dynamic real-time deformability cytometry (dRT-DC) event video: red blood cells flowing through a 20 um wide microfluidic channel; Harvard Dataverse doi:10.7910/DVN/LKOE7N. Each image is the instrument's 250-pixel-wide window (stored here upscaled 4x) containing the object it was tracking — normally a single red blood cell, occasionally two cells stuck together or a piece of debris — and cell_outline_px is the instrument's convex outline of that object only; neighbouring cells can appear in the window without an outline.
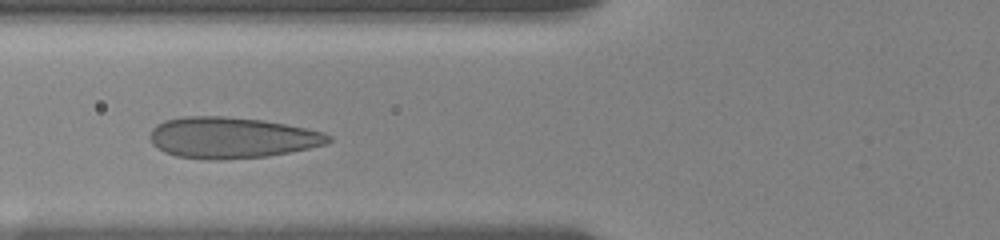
{"species": "human", "species_latin": "Homo sapiens", "temperature_condition": "room temperature", "stored_images_in_passage": 39, "camera_frame_rate_fps": 3000, "um_per_image_px": 0.085, "donor": {"sex": "female"}, "frame": {"image": 1, "passage_image": 13, "time_ms": 4.0, "image_size_px": [1000, 240], "cell_outline_px": [[332, 140], [328, 144], [268, 156], [220, 160], [208, 160], [176, 156], [164, 152], [156, 148], [152, 144], [148, 136], [152, 128], [156, 124], [164, 120], [184, 116], [224, 116], [264, 120], [324, 132], [332, 136]], "centroid_in_image_um": [19.65, 11.7], "position_along_channel_um": 106.2, "area_um2": 43.06}}
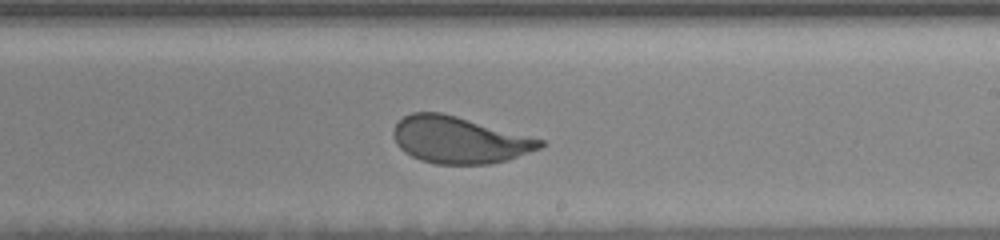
{"frame": {"image": 2, "passage_image": 25, "time_ms": 8.0, "image_size_px": [1000, 240], "cell_outline_px": [[548, 144], [540, 148], [508, 160], [492, 164], [436, 164], [420, 160], [404, 152], [396, 144], [392, 132], [396, 124], [404, 116], [412, 112], [440, 112], [456, 116], [544, 140]], "centroid_in_image_um": [39.03, 11.9], "position_along_channel_um": 250.0, "area_um2": 39.88}}
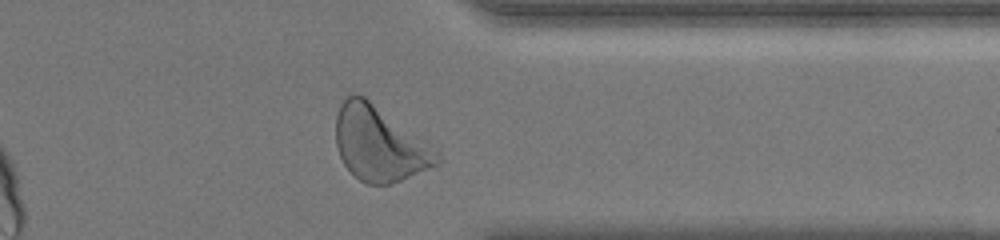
{"frame": {"image": 3, "passage_image": 36, "time_ms": 11.667, "image_size_px": [1000, 240], "cell_outline_px": [[440, 164], [400, 180], [388, 184], [368, 184], [360, 180], [344, 164], [340, 156], [336, 144], [336, 116], [340, 104], [352, 92], [364, 96], [428, 140], [440, 152]], "centroid_in_image_um": [32.29, 12.19], "position_along_channel_um": 379.1, "area_um2": 44.39}, "authors_computed_cell_mechanics": {"area_um2": 41.1536, "velocity_mm_per_s": 3.5908, "shape_relaxation_time_tau1_ms": 3.4263, "shape_relaxation_time_tau2_ms": null, "deformation_change_tau1": 0.1405, "deformation_change_tau2": null}}